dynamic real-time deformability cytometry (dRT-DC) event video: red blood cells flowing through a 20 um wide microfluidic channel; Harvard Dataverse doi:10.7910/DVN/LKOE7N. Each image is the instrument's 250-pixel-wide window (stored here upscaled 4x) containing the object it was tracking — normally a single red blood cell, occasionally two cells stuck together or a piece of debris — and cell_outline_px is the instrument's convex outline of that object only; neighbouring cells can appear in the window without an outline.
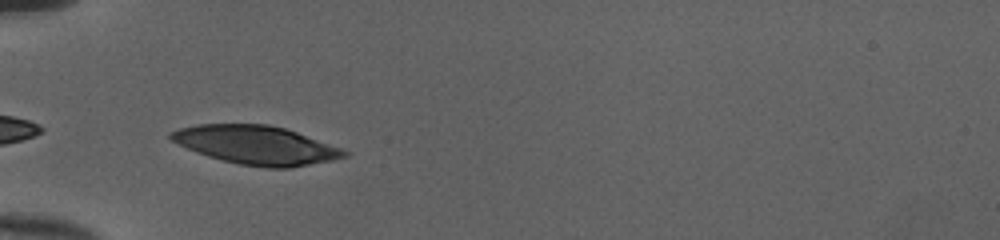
{"species": "human", "species_latin": "Homo sapiens", "temperature_condition": "cold", "stored_images_in_passage": 35, "camera_frame_rate_fps": 3000, "um_per_image_px": 0.085, "donor": {"sex": "female"}, "frame": {"image": 1, "passage_image": 1, "time_ms": 0.0, "image_size_px": [1000, 240], "cell_outline_px": [[352, 152], [348, 156], [332, 160], [288, 168], [264, 168], [240, 164], [208, 156], [196, 152], [172, 140], [168, 136], [168, 132], [180, 128], [196, 124], [268, 124], [284, 128], [296, 132]], "centroid_in_image_um": [21.78, 12.33], "position_along_channel_um": 63.2, "area_um2": 38.78}}
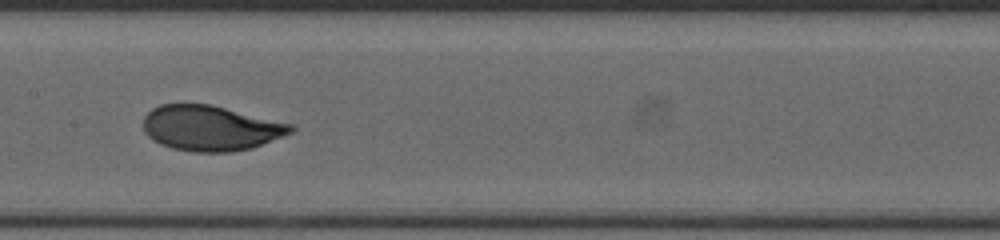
{"frame": {"image": 2, "passage_image": 11, "time_ms": 3.333, "image_size_px": [1000, 240], "cell_outline_px": [[296, 128], [292, 132], [284, 136], [252, 148], [232, 152], [192, 152], [172, 148], [160, 144], [152, 140], [144, 132], [144, 116], [152, 108], [160, 104], [212, 104], [296, 124]], "centroid_in_image_um": [17.95, 10.88], "position_along_channel_um": 189.5, "area_um2": 39.48}}
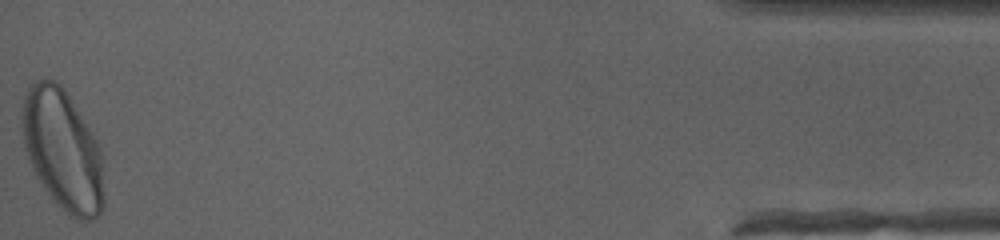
{"frame": {"image": 3, "passage_image": 35, "time_ms": 11.333, "image_size_px": [1000, 240], "cell_outline_px": [[104, 208], [92, 220], [80, 220], [68, 216], [52, 200], [36, 176], [28, 160], [24, 144], [20, 120], [20, 116], [24, 96], [28, 84], [36, 80], [56, 80], [64, 88], [92, 132], [100, 148], [104, 192]], "centroid_in_image_um": [5.3, 12.76], "position_along_channel_um": 429.9, "area_um2": 58.15}, "authors_computed_cell_mechanics": {"area_um2": 39.4774, "velocity_mm_per_s": 3.9935, "shape_relaxation_time_tau1_ms": 2.3898, "shape_relaxation_time_tau2_ms": null, "deformation_change_tau1": 0.1662, "deformation_change_tau2": null}}